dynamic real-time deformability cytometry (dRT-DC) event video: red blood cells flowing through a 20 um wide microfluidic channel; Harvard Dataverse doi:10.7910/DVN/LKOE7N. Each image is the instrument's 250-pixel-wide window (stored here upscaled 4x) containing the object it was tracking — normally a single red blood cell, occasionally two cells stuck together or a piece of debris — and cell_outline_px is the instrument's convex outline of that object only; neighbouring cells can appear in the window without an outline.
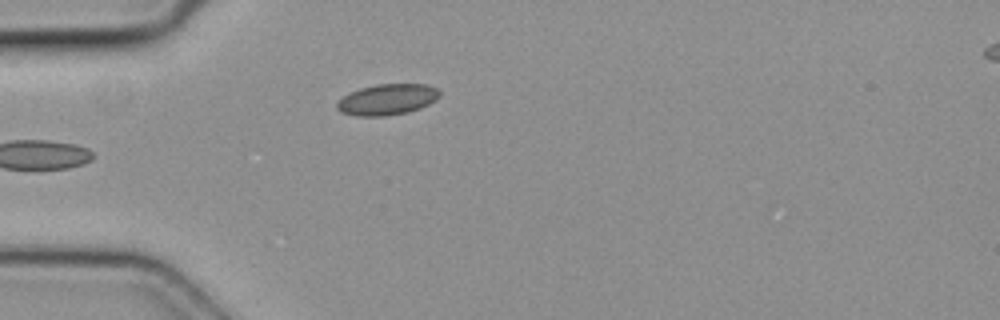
{"species": "common noctule bat (a hibernating species)", "species_latin": "Nyctalus noctula", "temperature_condition": "cold", "stored_images_in_passage": 5, "camera_frame_rate_fps": 3000, "um_per_image_px": 0.085, "animal": {"sex": "female", "body_mass_g": 19.3, "forearm_length_mm": 54.1}, "frame": {"image": 1, "passage_image": 5, "time_ms": 1.333, "image_size_px": [1000, 320], "cell_outline_px": [[440, 96], [436, 100], [420, 108], [408, 112], [384, 116], [356, 116], [340, 112], [336, 108], [336, 104], [344, 96], [360, 88], [376, 84], [428, 84], [436, 88], [440, 92]], "centroid_in_image_um": [32.93, 8.46], "position_along_channel_um": 52.1, "area_um2": 18.5}}